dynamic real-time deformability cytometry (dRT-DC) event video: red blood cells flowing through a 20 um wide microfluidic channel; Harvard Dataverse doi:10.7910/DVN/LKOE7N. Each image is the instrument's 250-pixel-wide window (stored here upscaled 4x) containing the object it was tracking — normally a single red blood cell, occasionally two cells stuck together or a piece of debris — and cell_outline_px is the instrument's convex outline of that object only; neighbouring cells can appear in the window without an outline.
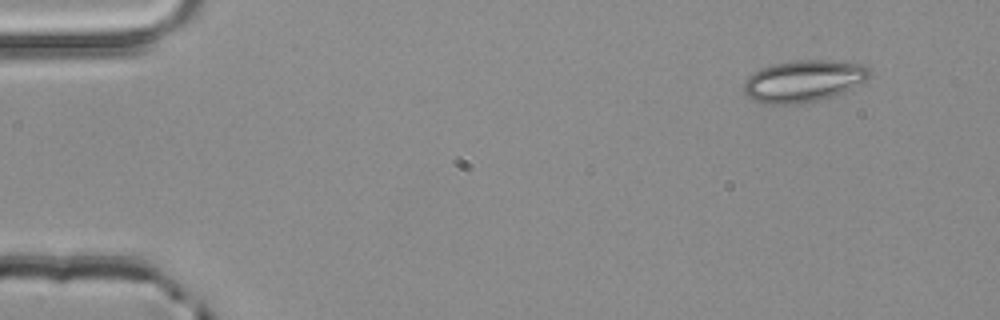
{"species": "common noctule bat (a hibernating species)", "species_latin": "Nyctalus noctula", "temperature_condition": "room temperature", "stored_images_in_passage": 3, "camera_frame_rate_fps": 3000, "um_per_image_px": 0.085, "animal": {"sex": "male", "body_mass_g": 20.4}, "frame": {"image": 1, "passage_image": 1, "time_ms": 0.0, "image_size_px": [1000, 320], "cell_outline_px": [[872, 76], [868, 80], [832, 96], [820, 100], [800, 104], [760, 104], [752, 100], [744, 92], [744, 80], [752, 72], [760, 68], [772, 64], [796, 60], [832, 60], [860, 64], [868, 68], [872, 72]], "centroid_in_image_um": [68.27, 6.89], "position_along_channel_um": 16.7, "area_um2": 30.98}}
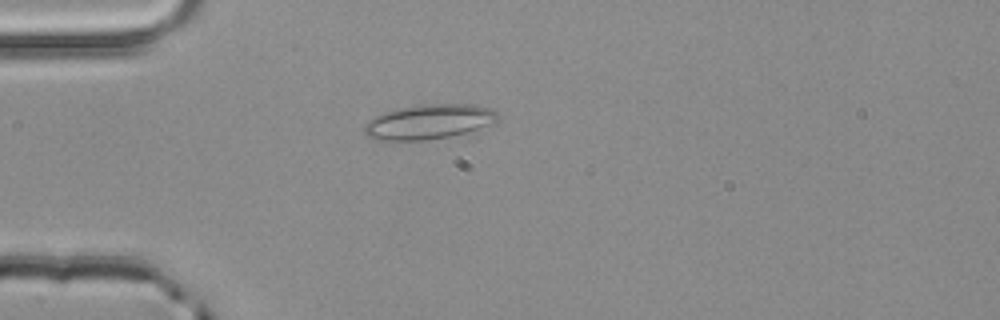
{"frame": {"image": 2, "passage_image": 3, "time_ms": 0.667, "image_size_px": [1000, 320], "cell_outline_px": [[496, 120], [468, 132], [448, 136], [424, 140], [380, 140], [368, 136], [364, 132], [364, 124], [368, 120], [384, 112], [400, 108], [428, 104], [472, 104], [492, 108], [496, 112]], "centroid_in_image_um": [36.41, 10.34], "position_along_channel_um": 48.6, "area_um2": 26.47}}